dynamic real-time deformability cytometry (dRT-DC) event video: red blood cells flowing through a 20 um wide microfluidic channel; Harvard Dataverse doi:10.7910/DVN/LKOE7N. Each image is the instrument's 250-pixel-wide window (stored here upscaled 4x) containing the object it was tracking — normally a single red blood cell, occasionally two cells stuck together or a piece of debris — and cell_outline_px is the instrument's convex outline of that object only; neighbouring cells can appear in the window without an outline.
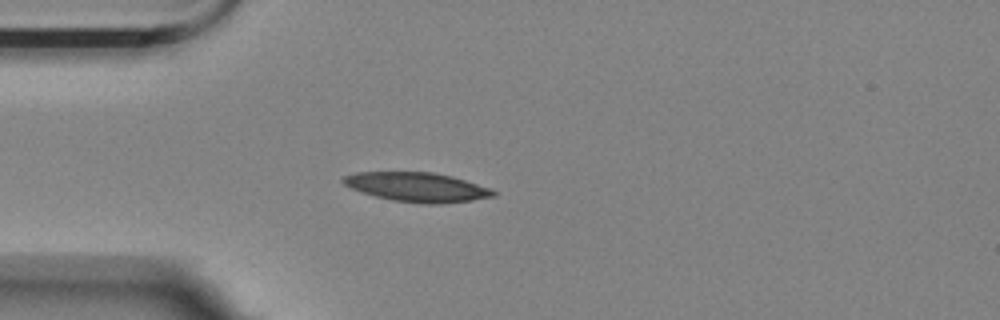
{"species": "Egyptian fruit bat (a non-hibernating species)", "species_latin": "Rousettus aegyptiacus", "temperature_condition": "room temperature", "stored_images_in_passage": 3, "camera_frame_rate_fps": 3000, "um_per_image_px": 0.085, "animal": {"sex": "female"}, "frame": {"image": 1, "passage_image": 3, "time_ms": 0.667, "image_size_px": [1000, 320], "cell_outline_px": [[496, 196], [472, 200], [440, 204], [420, 204], [392, 200], [360, 192], [344, 184], [340, 180], [344, 176], [356, 172], [432, 172], [452, 176], [492, 188], [496, 192]], "centroid_in_image_um": [35.47, 15.91], "position_along_channel_um": 49.5, "area_um2": 25.78}}